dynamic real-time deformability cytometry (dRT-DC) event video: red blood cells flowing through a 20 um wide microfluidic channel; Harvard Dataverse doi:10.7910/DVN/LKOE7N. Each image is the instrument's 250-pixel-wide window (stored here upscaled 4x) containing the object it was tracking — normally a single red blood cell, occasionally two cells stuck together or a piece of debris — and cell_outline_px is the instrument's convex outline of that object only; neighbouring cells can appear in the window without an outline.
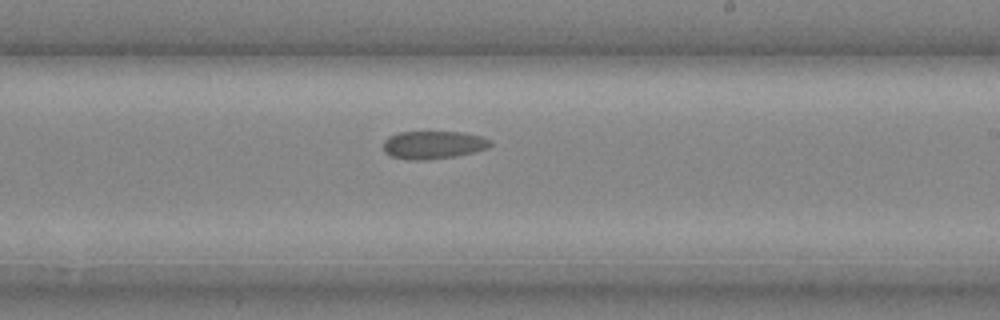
{"species": "common noctule bat (a hibernating species)", "species_latin": "Nyctalus noctula", "temperature_condition": "cold", "stored_images_in_passage": 18, "camera_frame_rate_fps": 3000, "um_per_image_px": 0.085, "animal": {"sex": "male", "body_mass_g": 20.4}, "frame": {"image": 1, "passage_image": 16, "time_ms": 5.0, "image_size_px": [1000, 320], "cell_outline_px": [[492, 144], [488, 148], [456, 156], [424, 160], [408, 160], [392, 156], [384, 152], [384, 140], [388, 136], [400, 132], [460, 132], [480, 136], [492, 140]], "centroid_in_image_um": [36.82, 12.31], "position_along_channel_um": 252.2, "area_um2": 17.4}}
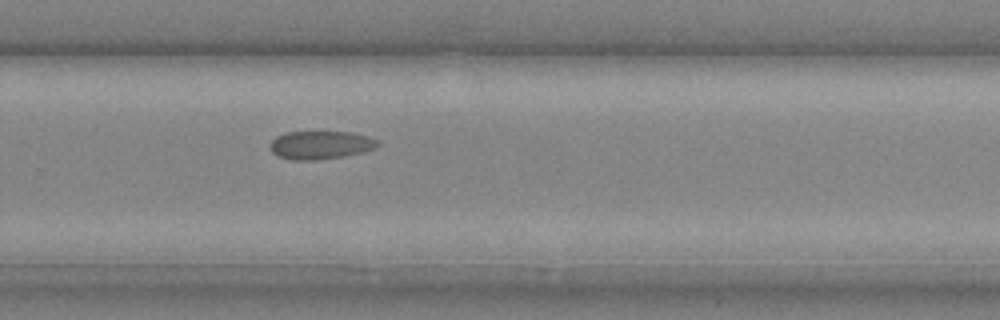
{"frame": {"image": 2, "passage_image": 18, "time_ms": 5.667, "image_size_px": [1000, 320], "cell_outline_px": [[380, 144], [376, 148], [344, 156], [316, 160], [292, 160], [276, 156], [268, 148], [268, 144], [276, 136], [288, 132], [352, 132], [368, 136], [376, 140]], "centroid_in_image_um": [27.19, 12.33], "position_along_channel_um": 302.6, "area_um2": 17.8}}